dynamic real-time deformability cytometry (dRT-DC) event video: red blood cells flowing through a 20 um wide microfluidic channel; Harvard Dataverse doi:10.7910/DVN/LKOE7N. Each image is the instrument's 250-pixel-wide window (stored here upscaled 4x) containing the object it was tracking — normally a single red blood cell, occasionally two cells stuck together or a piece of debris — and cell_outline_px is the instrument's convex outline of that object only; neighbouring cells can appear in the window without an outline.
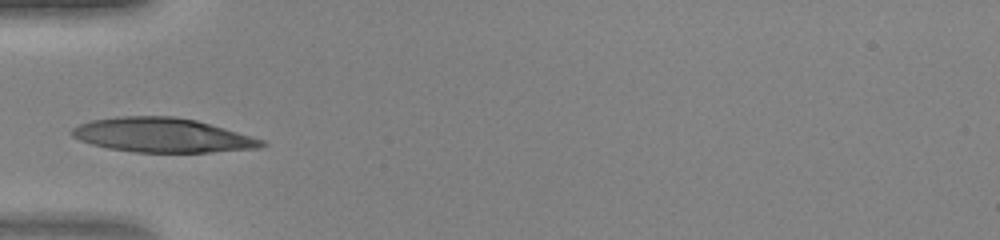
{"species": "human", "species_latin": "Homo sapiens", "temperature_condition": "warm", "stored_images_in_passage": 32, "camera_frame_rate_fps": 3000, "um_per_image_px": 0.085, "donor": {"sex": "female"}, "frame": {"image": 1, "passage_image": 1, "time_ms": 0.0, "image_size_px": [1000, 240], "cell_outline_px": [[268, 144], [260, 148], [212, 152], [136, 152], [108, 148], [92, 144], [80, 140], [72, 136], [68, 132], [72, 128], [80, 124], [92, 120], [116, 116], [172, 116], [196, 120], [252, 136], [264, 140]], "centroid_in_image_um": [13.8, 11.49], "position_along_channel_um": 71.2, "area_um2": 37.97}}
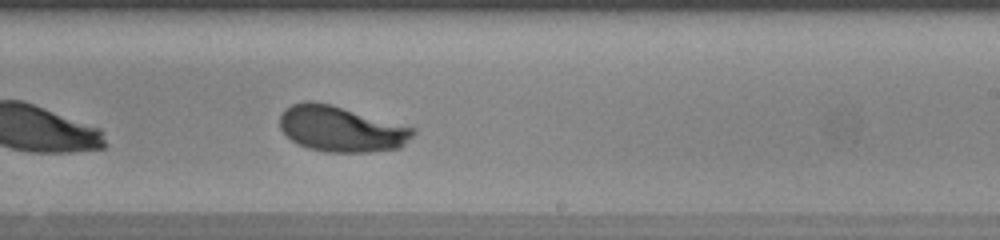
{"frame": {"image": 2, "passage_image": 14, "time_ms": 4.333, "image_size_px": [1000, 240], "cell_outline_px": [[416, 132], [400, 148], [372, 152], [328, 152], [308, 148], [296, 144], [280, 128], [280, 116], [284, 108], [292, 104], [308, 100], [312, 100], [332, 104], [416, 128]], "centroid_in_image_um": [28.99, 10.95], "position_along_channel_um": 260.0, "area_um2": 35.72}}
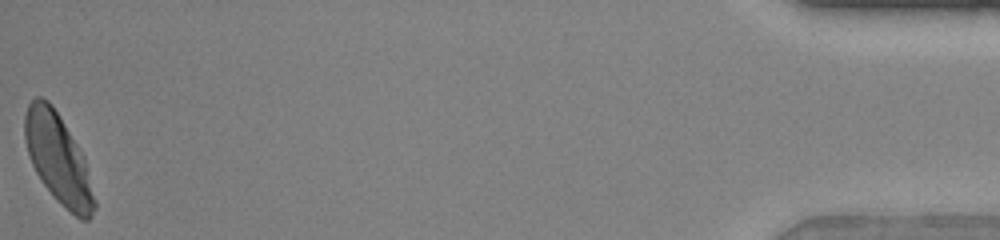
{"frame": {"image": 3, "passage_image": 32, "time_ms": 10.333, "image_size_px": [1000, 240], "cell_outline_px": [[96, 208], [92, 216], [88, 220], [80, 220], [44, 184], [36, 172], [32, 164], [28, 152], [24, 136], [24, 116], [28, 104], [36, 96], [40, 96], [48, 100], [52, 104], [84, 156], [96, 204]], "centroid_in_image_um": [4.94, 13.44], "position_along_channel_um": 430.3, "area_um2": 35.55}}